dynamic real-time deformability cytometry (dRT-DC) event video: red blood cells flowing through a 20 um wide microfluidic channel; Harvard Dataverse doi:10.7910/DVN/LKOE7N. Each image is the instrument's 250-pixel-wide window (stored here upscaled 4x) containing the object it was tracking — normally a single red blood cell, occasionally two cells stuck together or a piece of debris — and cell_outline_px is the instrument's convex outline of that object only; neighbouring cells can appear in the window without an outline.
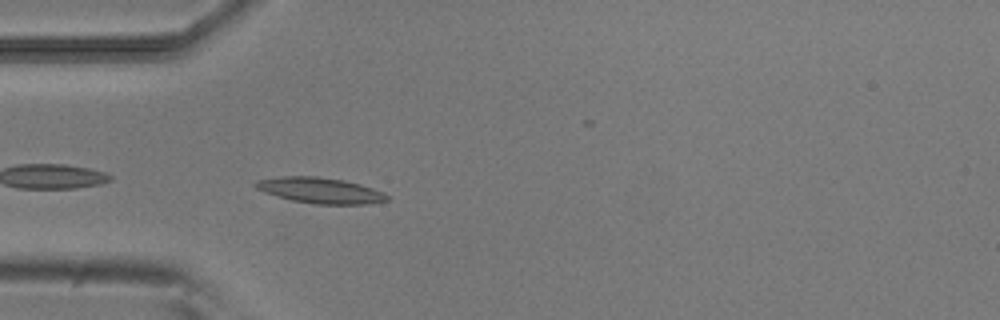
{"species": "common noctule bat (a hibernating species)", "species_latin": "Nyctalus noctula", "temperature_condition": "room temperature", "stored_images_in_passage": 31, "camera_frame_rate_fps": 3000, "um_per_image_px": 0.085, "animal": {"sex": "male", "body_mass_g": 20.5, "forearm_length_mm": 52.5}, "frame": {"image": 1, "passage_image": 2, "time_ms": 0.333, "image_size_px": [1000, 320], "cell_outline_px": [[388, 200], [368, 204], [312, 204], [292, 200], [276, 196], [264, 192], [256, 188], [252, 184], [256, 180], [280, 176], [316, 176], [344, 180], [360, 184], [384, 192], [388, 196]], "centroid_in_image_um": [27.19, 16.18], "position_along_channel_um": 57.8, "area_um2": 19.83}}
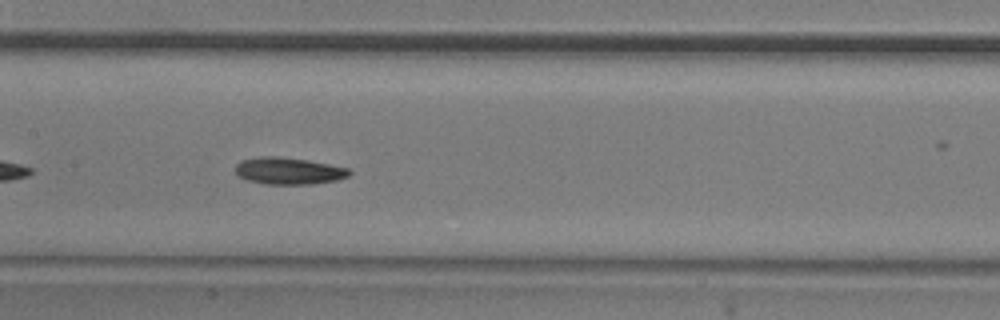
{"frame": {"image": 2, "passage_image": 12, "time_ms": 3.667, "image_size_px": [1000, 320], "cell_outline_px": [[352, 172], [348, 176], [336, 180], [312, 184], [264, 184], [244, 180], [236, 176], [236, 164], [240, 160], [264, 156], [276, 156], [308, 160], [348, 168]], "centroid_in_image_um": [24.49, 14.53], "position_along_channel_um": 182.9, "area_um2": 17.98}}
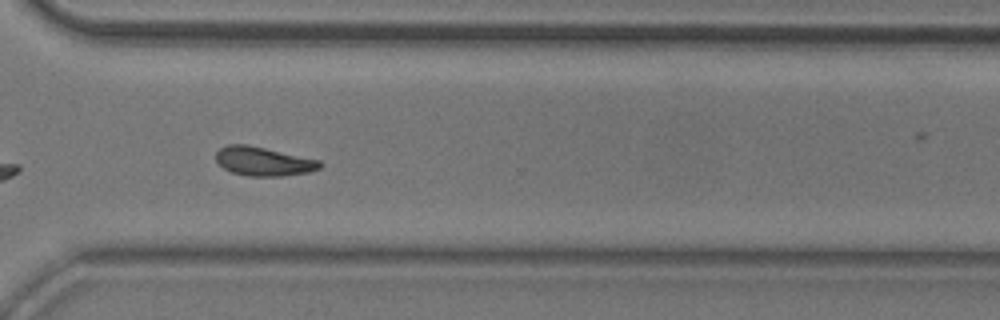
{"frame": {"image": 3, "passage_image": 25, "time_ms": 8.0, "image_size_px": [1000, 320], "cell_outline_px": [[320, 168], [308, 172], [284, 176], [248, 176], [232, 172], [224, 168], [216, 160], [216, 152], [220, 148], [228, 144], [244, 144], [264, 148], [320, 160]], "centroid_in_image_um": [22.37, 13.72], "position_along_channel_um": 348.2, "area_um2": 17.28}, "authors_computed_cell_mechanics": {"area_um2": 17.2244, "velocity_mm_per_s": 3.8295, "shape_relaxation_time_tau1_ms": 6.1448, "shape_relaxation_time_tau2_ms": null, "deformation_change_tau1": 0.1442, "deformation_change_tau2": null}}